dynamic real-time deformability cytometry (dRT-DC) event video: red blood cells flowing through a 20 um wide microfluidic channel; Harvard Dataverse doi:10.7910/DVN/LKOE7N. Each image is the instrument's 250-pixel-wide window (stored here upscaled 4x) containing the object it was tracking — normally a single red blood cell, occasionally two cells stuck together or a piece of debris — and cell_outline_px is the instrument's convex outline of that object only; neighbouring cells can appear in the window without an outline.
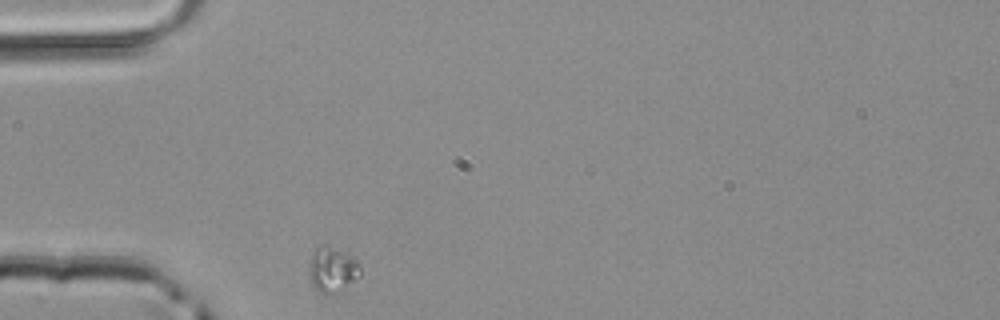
{"species": "common noctule bat (a hibernating species)", "species_latin": "Nyctalus noctula", "temperature_condition": "room temperature", "stored_images_in_passage": 28, "camera_frame_rate_fps": 3000, "um_per_image_px": 0.085, "animal": {"sex": "male", "body_mass_g": 20.4}, "frame": {"image": 1, "passage_image": 1, "time_ms": 0.0, "image_size_px": [1000, 320], "cell_outline_px": [[360, 276], [340, 292], [328, 296], [320, 292], [312, 284], [308, 276], [308, 264], [316, 248], [320, 244], [328, 244], [352, 256], [360, 264]], "centroid_in_image_um": [28.24, 22.92], "position_along_channel_um": 56.8, "area_um2": 13.87}}
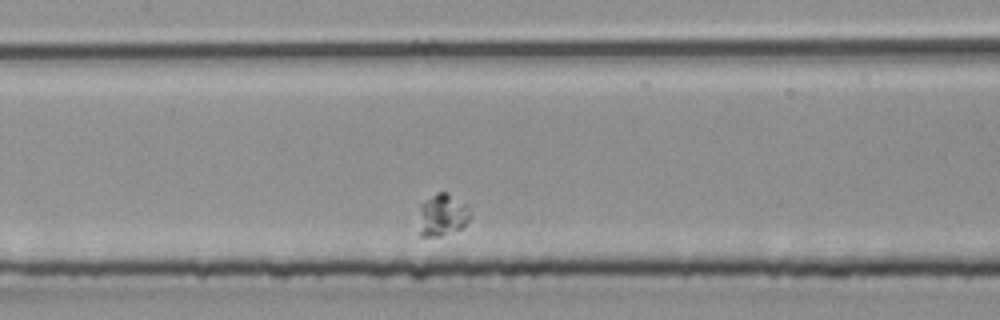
{"frame": {"image": 2, "passage_image": 11, "time_ms": 3.333, "image_size_px": [1000, 320], "cell_outline_px": [[472, 216], [460, 228], [440, 236], [420, 236], [420, 204], [436, 192], [448, 192], [468, 208]], "centroid_in_image_um": [37.59, 18.26], "position_along_channel_um": 169.8, "area_um2": 12.31}}
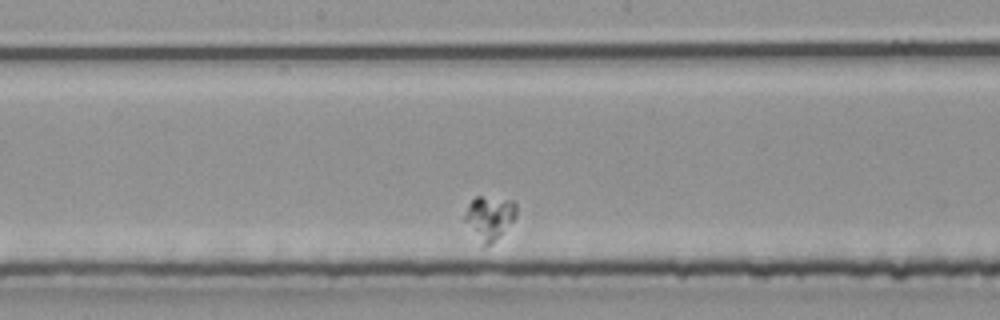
{"frame": {"image": 3, "passage_image": 14, "time_ms": 4.333, "image_size_px": [1000, 320], "cell_outline_px": [[516, 216], [500, 236], [492, 244], [484, 244], [464, 220], [464, 216], [468, 204], [476, 196], [480, 196], [512, 200], [516, 204]], "centroid_in_image_um": [41.62, 18.46], "position_along_channel_um": 206.6, "area_um2": 12.72}}